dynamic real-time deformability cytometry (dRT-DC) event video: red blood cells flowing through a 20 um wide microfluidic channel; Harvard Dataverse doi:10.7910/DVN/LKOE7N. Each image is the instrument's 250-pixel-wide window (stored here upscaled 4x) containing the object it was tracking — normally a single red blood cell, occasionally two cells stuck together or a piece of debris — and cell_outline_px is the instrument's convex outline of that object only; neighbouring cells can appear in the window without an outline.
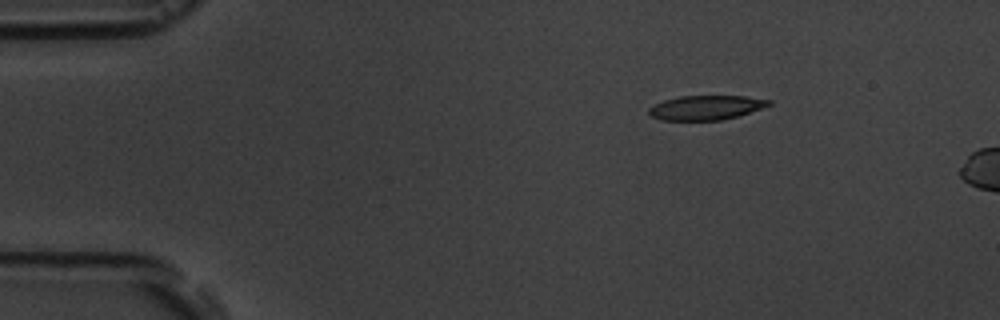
{"species": "common noctule bat (a hibernating species)", "species_latin": "Nyctalus noctula", "temperature_condition": "room temperature", "stored_images_in_passage": 3, "camera_frame_rate_fps": 3000, "um_per_image_px": 0.085, "animal": {"sex": "male", "body_mass_g": 19.5, "forearm_length_mm": 54.6}, "frame": {"image": 1, "passage_image": 1, "time_ms": 0.0, "image_size_px": [1000, 320], "cell_outline_px": [[772, 104], [736, 116], [720, 120], [660, 120], [652, 116], [648, 112], [648, 108], [664, 100], [680, 96], [744, 96], [772, 100]], "centroid_in_image_um": [59.98, 9.14], "position_along_channel_um": 25.0, "area_um2": 16.82}}